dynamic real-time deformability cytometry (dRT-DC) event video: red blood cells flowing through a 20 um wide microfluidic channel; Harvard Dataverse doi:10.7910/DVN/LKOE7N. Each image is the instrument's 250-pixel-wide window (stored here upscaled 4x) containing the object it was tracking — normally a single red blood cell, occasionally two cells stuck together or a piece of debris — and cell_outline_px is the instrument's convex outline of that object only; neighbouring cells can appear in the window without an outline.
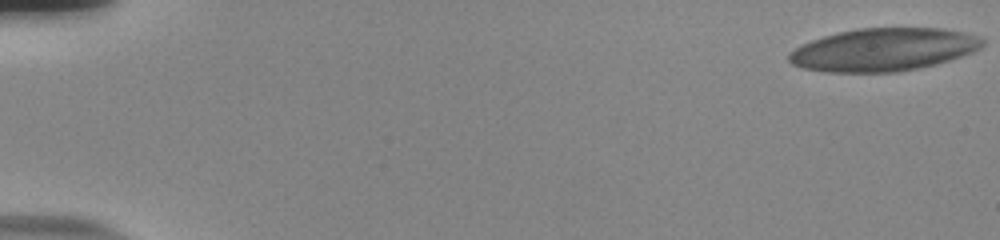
{"species": "human", "species_latin": "Homo sapiens", "temperature_condition": "room temperature", "stored_images_in_passage": 56, "camera_frame_rate_fps": 3000, "um_per_image_px": 0.085, "donor": {"sex": "male"}, "frame": {"image": 1, "passage_image": 1, "time_ms": 0.0, "image_size_px": [1000, 240], "cell_outline_px": [[984, 44], [980, 48], [972, 52], [936, 64], [896, 72], [824, 72], [804, 68], [792, 64], [788, 60], [788, 56], [796, 48], [812, 40], [824, 36], [840, 32], [860, 28], [940, 28], [980, 36], [984, 40]], "centroid_in_image_um": [75.1, 4.22], "position_along_channel_um": 9.9, "area_um2": 47.86}}
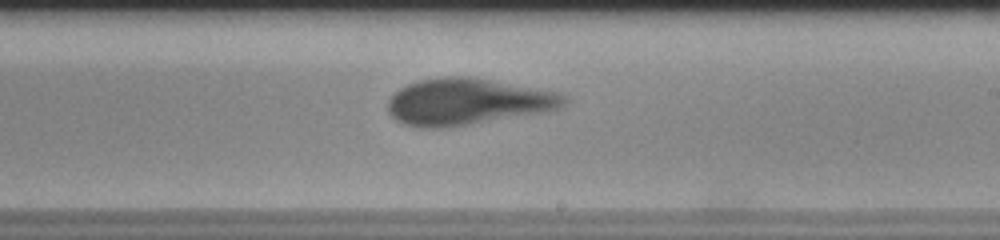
{"frame": {"image": 2, "passage_image": 35, "time_ms": 11.333, "image_size_px": [1000, 240], "cell_outline_px": [[568, 100], [560, 108], [540, 112], [444, 128], [416, 128], [404, 124], [396, 120], [388, 112], [388, 100], [400, 88], [408, 84], [420, 80], [444, 76], [468, 76], [560, 92]], "centroid_in_image_um": [39.69, 8.64], "position_along_channel_um": 249.3, "area_um2": 47.4}}
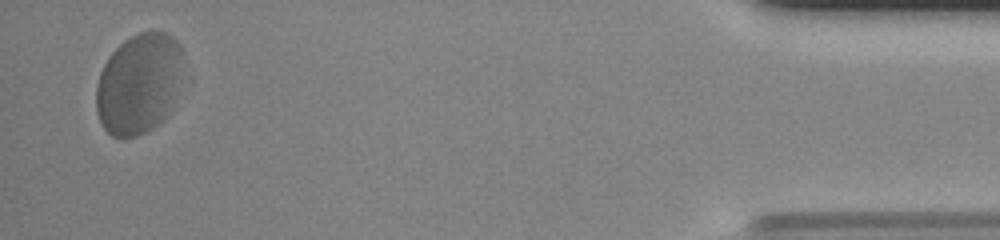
{"frame": {"image": 3, "passage_image": 55, "time_ms": 18.0, "image_size_px": [1000, 240], "cell_outline_px": [[184, 52], [176, 88], [168, 116], [152, 128], [136, 136], [124, 140], [120, 140], [112, 136], [100, 124], [96, 112], [96, 84], [100, 72], [108, 56], [124, 40], [140, 32], [152, 28], [164, 32], [172, 36], [176, 40]], "centroid_in_image_um": [11.76, 7.11], "position_along_channel_um": 423.4, "area_um2": 51.38}, "authors_computed_cell_mechanics": {"area_um2": 48.0029, "velocity_mm_per_s": 3.6637, "shape_relaxation_time_tau1_ms": 4.699, "shape_relaxation_time_tau2_ms": 1.6213, "deformation_change_tau1": 0.1703, "deformation_change_tau2": 0.1011}}